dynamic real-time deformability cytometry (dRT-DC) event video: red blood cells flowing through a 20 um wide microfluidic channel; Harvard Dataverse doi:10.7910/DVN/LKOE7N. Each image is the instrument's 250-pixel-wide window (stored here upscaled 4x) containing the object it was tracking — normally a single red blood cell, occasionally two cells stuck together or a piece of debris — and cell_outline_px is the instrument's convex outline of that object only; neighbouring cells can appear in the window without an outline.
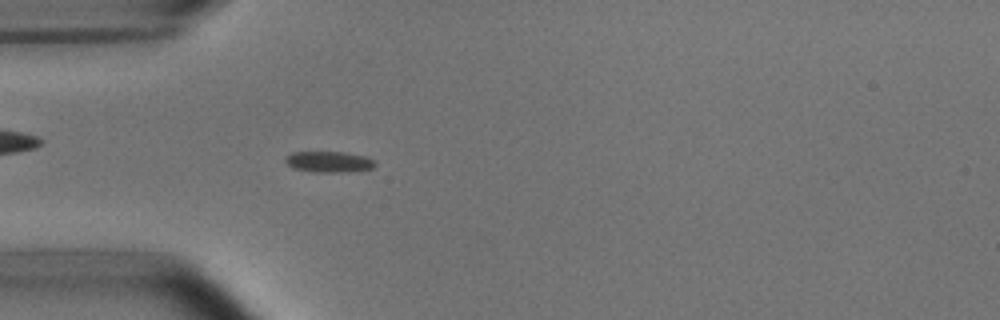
{"species": "common noctule bat (a hibernating species)", "species_latin": "Nyctalus noctula", "temperature_condition": "room temperature", "stored_images_in_passage": 1, "camera_frame_rate_fps": 3000, "um_per_image_px": 0.085, "animal": {"sex": "male", "body_mass_g": 15.6}, "frame": {"image": 1, "passage_image": 1, "time_ms": 0.0, "image_size_px": [1000, 320], "cell_outline_px": [[376, 164], [372, 168], [348, 172], [312, 172], [292, 168], [284, 160], [284, 156], [292, 152], [344, 152], [368, 156], [376, 160]], "centroid_in_image_um": [27.97, 13.75], "position_along_channel_um": 57.0, "area_um2": 11.21}}